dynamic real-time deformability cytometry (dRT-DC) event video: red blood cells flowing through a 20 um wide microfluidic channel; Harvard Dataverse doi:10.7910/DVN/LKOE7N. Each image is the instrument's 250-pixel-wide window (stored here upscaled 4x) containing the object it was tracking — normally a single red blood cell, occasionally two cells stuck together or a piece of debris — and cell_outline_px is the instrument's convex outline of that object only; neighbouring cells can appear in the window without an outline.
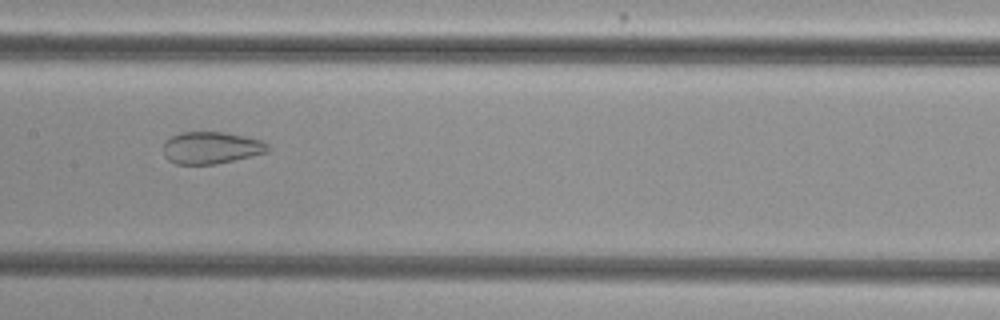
{"species": "common noctule bat (a hibernating species)", "species_latin": "Nyctalus noctula", "temperature_condition": "cold", "stored_images_in_passage": 52, "camera_frame_rate_fps": 3000, "um_per_image_px": 0.085, "animal": {"sex": "female", "body_mass_g": 29.2, "forearm_length_mm": 56.3}, "frame": {"image": 1, "passage_image": 28, "time_ms": 9.0, "image_size_px": [1000, 320], "cell_outline_px": [[268, 152], [216, 164], [176, 164], [168, 160], [164, 156], [164, 140], [180, 132], [224, 132], [264, 140], [268, 144]], "centroid_in_image_um": [17.94, 12.55], "position_along_channel_um": 189.5, "area_um2": 19.59}}
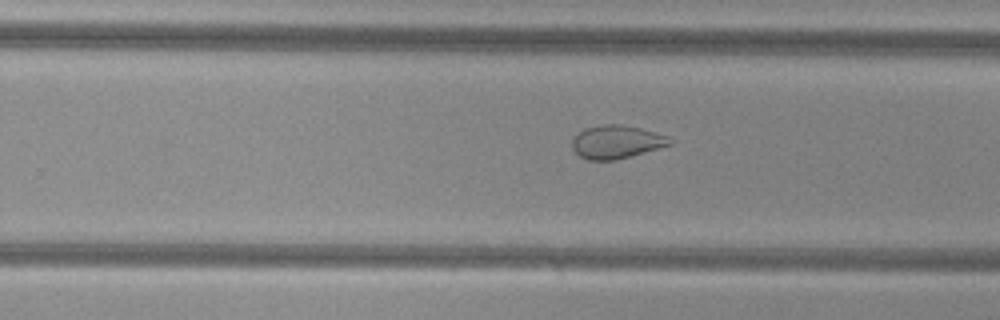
{"frame": {"image": 2, "passage_image": 35, "time_ms": 11.333, "image_size_px": [1000, 320], "cell_outline_px": [[676, 140], [672, 144], [616, 160], [588, 160], [580, 156], [572, 148], [572, 140], [576, 132], [584, 128], [604, 124], [620, 124], [640, 128], [656, 132], [668, 136]], "centroid_in_image_um": [52.4, 12.05], "position_along_channel_um": 277.4, "area_um2": 19.07}}
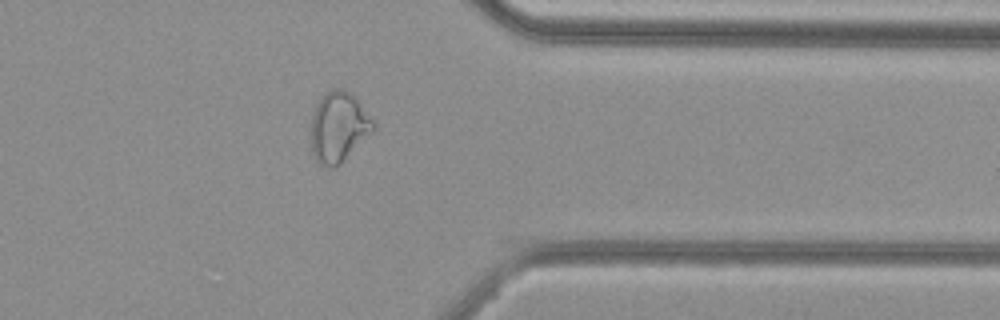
{"frame": {"image": 3, "passage_image": 44, "time_ms": 14.333, "image_size_px": [1000, 320], "cell_outline_px": [[376, 128], [336, 168], [328, 168], [320, 164], [316, 160], [312, 152], [308, 136], [312, 112], [320, 96], [332, 88], [344, 88], [352, 92], [356, 96], [376, 124]], "centroid_in_image_um": [28.74, 10.77], "position_along_channel_um": 382.7, "area_um2": 26.41}}